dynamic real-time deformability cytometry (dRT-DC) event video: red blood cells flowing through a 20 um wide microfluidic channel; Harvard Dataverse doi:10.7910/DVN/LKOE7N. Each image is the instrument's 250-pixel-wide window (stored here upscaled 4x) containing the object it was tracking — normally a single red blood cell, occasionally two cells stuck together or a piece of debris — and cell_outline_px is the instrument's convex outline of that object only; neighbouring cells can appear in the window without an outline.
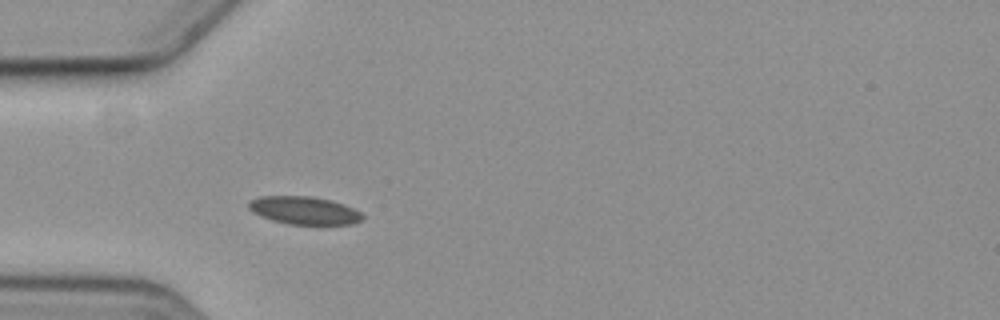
{"species": "common noctule bat (a hibernating species)", "species_latin": "Nyctalus noctula", "temperature_condition": "cold", "stored_images_in_passage": 3, "camera_frame_rate_fps": 3000, "um_per_image_px": 0.085, "animal": {"sex": "female", "body_mass_g": 19.3, "forearm_length_mm": 54.1}, "frame": {"image": 1, "passage_image": 3, "time_ms": 2.333, "image_size_px": [1000, 320], "cell_outline_px": [[364, 220], [352, 224], [288, 224], [272, 220], [260, 216], [252, 212], [248, 208], [248, 200], [260, 196], [312, 196], [332, 200], [344, 204], [360, 212], [364, 216]], "centroid_in_image_um": [25.84, 17.88], "position_along_channel_um": 59.2, "area_um2": 18.67}}